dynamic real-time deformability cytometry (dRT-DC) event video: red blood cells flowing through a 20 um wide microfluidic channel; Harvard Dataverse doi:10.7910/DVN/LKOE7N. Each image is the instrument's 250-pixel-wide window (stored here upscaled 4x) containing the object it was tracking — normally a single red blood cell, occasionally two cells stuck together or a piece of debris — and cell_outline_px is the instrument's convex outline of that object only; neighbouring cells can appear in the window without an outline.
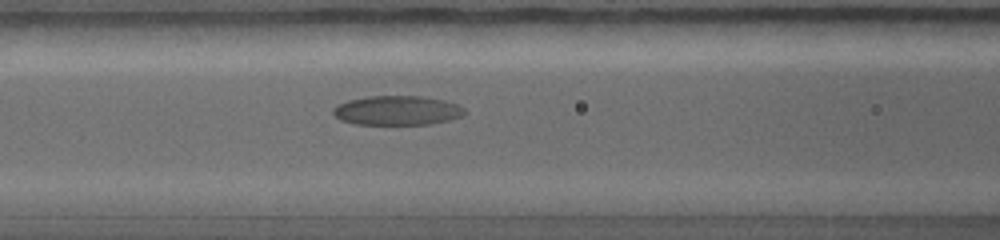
{"species": "common noctule bat (a hibernating species)", "species_latin": "Nyctalus noctula", "temperature_condition": "warm", "stored_images_in_passage": 43, "segment_of_instrument_passage": [1, 2], "camera_frame_rate_fps": 5000, "um_per_image_px": 0.085, "animal": {"sex": "female", "body_mass_g": 19.0, "forearm_length_mm": 56.7}, "frame": {"image": 1, "passage_image": 16, "time_ms": 3.8, "image_size_px": [1000, 240], "cell_outline_px": [[464, 112], [460, 116], [448, 120], [432, 124], [356, 124], [340, 120], [332, 112], [332, 108], [348, 100], [368, 96], [420, 96], [440, 100], [456, 104], [464, 108]], "centroid_in_image_um": [33.71, 9.39], "position_along_channel_um": 132.9, "area_um2": 22.2}}
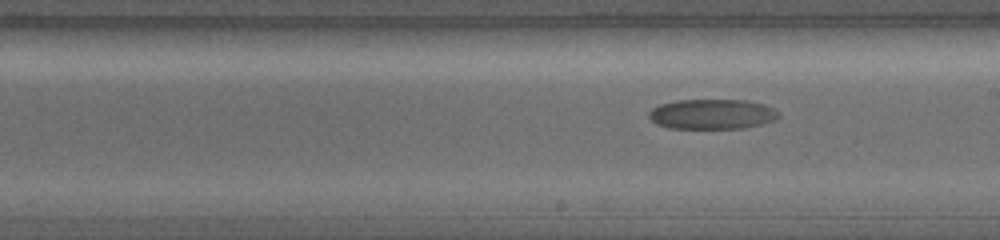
{"frame": {"image": 2, "passage_image": 24, "time_ms": 5.6, "image_size_px": [1000, 240], "cell_outline_px": [[780, 116], [772, 120], [760, 124], [744, 128], [668, 128], [656, 124], [648, 116], [648, 112], [652, 108], [660, 104], [676, 100], [744, 100], [760, 104], [772, 108]], "centroid_in_image_um": [60.45, 9.7], "position_along_channel_um": 228.6, "area_um2": 22.43}}
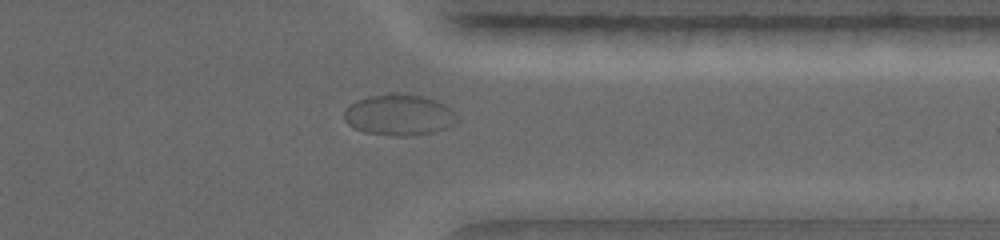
{"frame": {"image": 3, "passage_image": 36, "time_ms": 8.4, "image_size_px": [1000, 240], "cell_outline_px": [[460, 120], [456, 124], [448, 128], [432, 132], [412, 136], [392, 136], [364, 132], [352, 128], [344, 120], [344, 108], [348, 104], [356, 100], [388, 92], [396, 92], [420, 96], [436, 100], [452, 108]], "centroid_in_image_um": [33.93, 9.77], "position_along_channel_um": 377.5, "area_um2": 27.69}}